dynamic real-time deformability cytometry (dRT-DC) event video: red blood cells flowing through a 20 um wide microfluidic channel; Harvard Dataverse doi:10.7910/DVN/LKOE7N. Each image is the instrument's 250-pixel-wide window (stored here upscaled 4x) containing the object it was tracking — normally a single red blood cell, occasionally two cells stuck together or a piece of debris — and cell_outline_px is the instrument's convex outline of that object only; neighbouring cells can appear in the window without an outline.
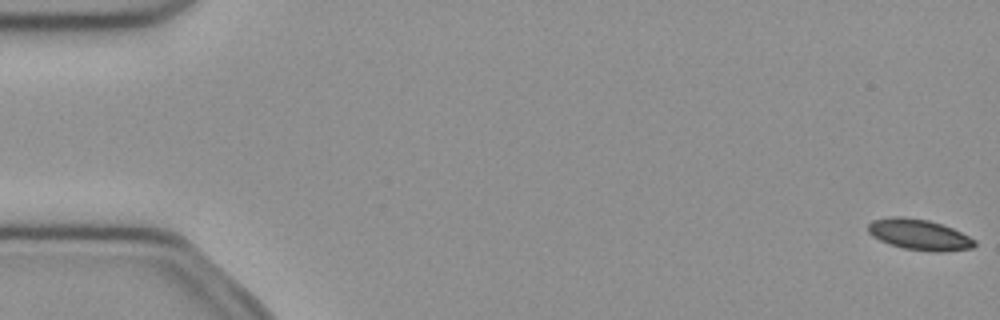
{"species": "common noctule bat (a hibernating species)", "species_latin": "Nyctalus noctula", "temperature_condition": "cold", "stored_images_in_passage": 52, "camera_frame_rate_fps": 3000, "um_per_image_px": 0.085, "animal": {"sex": "female", "body_mass_g": 21.9}, "frame": {"image": 1, "passage_image": 1, "time_ms": 0.0, "image_size_px": [1000, 320], "cell_outline_px": [[976, 244], [972, 248], [944, 252], [932, 252], [904, 248], [888, 244], [872, 236], [868, 232], [868, 224], [872, 220], [888, 216], [904, 216], [928, 220], [952, 228], [976, 240]], "centroid_in_image_um": [78.11, 19.94], "position_along_channel_um": 6.9, "area_um2": 19.25}}
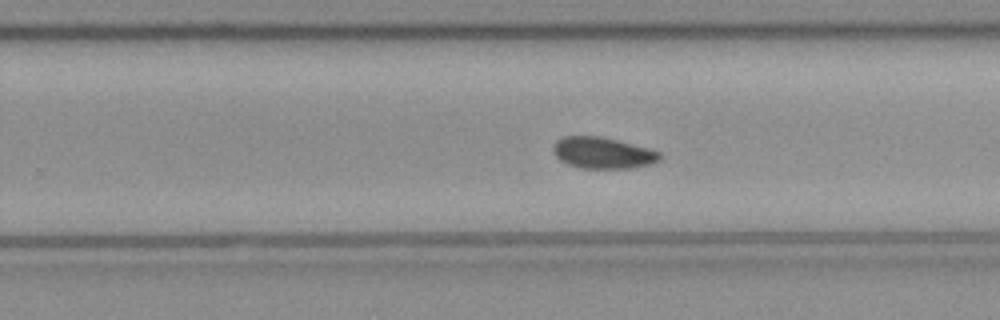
{"frame": {"image": 2, "passage_image": 33, "time_ms": 10.667, "image_size_px": [1000, 320], "cell_outline_px": [[664, 156], [660, 160], [652, 164], [636, 168], [580, 168], [568, 164], [560, 160], [556, 156], [552, 148], [556, 140], [564, 136], [600, 136], [648, 148], [660, 152]], "centroid_in_image_um": [51.26, 13.0], "position_along_channel_um": 278.5, "area_um2": 19.59}}
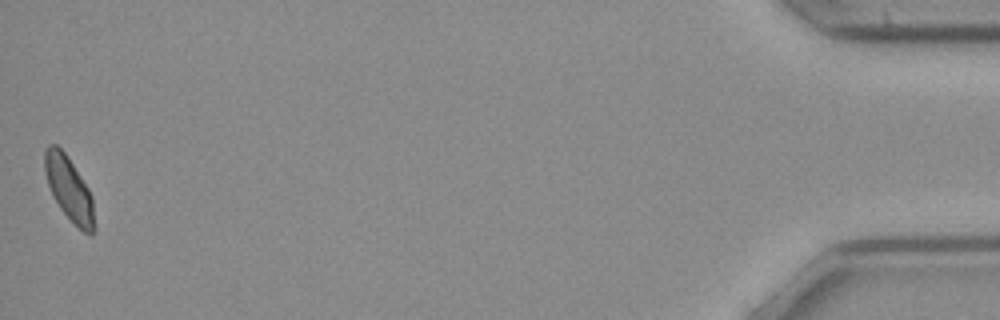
{"frame": {"image": 3, "passage_image": 52, "time_ms": 17.0, "image_size_px": [1000, 320], "cell_outline_px": [[96, 228], [92, 236], [88, 236], [60, 208], [48, 184], [44, 172], [44, 148], [48, 144], [56, 144], [64, 152], [88, 188], [92, 196]], "centroid_in_image_um": [5.88, 16.06], "position_along_channel_um": 429.3, "area_um2": 18.32}}